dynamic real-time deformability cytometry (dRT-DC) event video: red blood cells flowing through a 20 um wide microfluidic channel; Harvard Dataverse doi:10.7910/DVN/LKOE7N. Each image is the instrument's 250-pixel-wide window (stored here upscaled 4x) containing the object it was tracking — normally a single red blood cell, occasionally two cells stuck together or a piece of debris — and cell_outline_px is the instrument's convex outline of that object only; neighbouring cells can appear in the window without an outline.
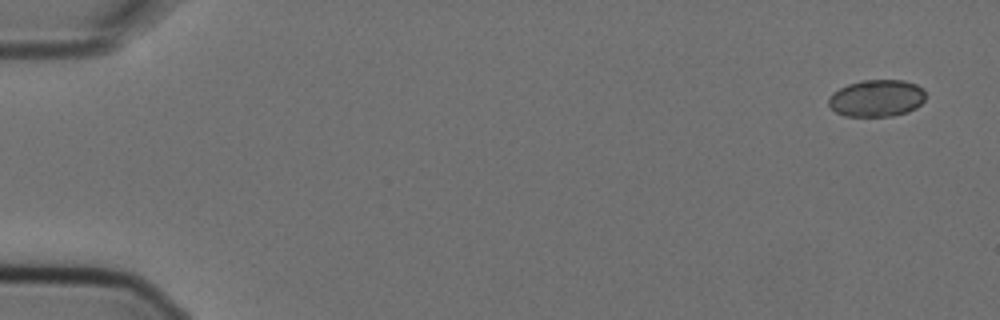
{"species": "Egyptian fruit bat (a non-hibernating species)", "species_latin": "Rousettus aegyptiacus", "temperature_condition": "cold", "stored_images_in_passage": 7, "camera_frame_rate_fps": 3000, "um_per_image_px": 0.085, "animal": {"sex": "female"}, "frame": {"image": 1, "passage_image": 1, "time_ms": 0.0, "image_size_px": [1000, 320], "cell_outline_px": [[924, 100], [916, 108], [908, 112], [892, 116], [844, 116], [836, 112], [828, 104], [828, 96], [832, 92], [848, 84], [860, 80], [904, 80], [916, 84], [924, 88]], "centroid_in_image_um": [74.5, 8.34], "position_along_channel_um": 10.5, "area_um2": 21.1}}
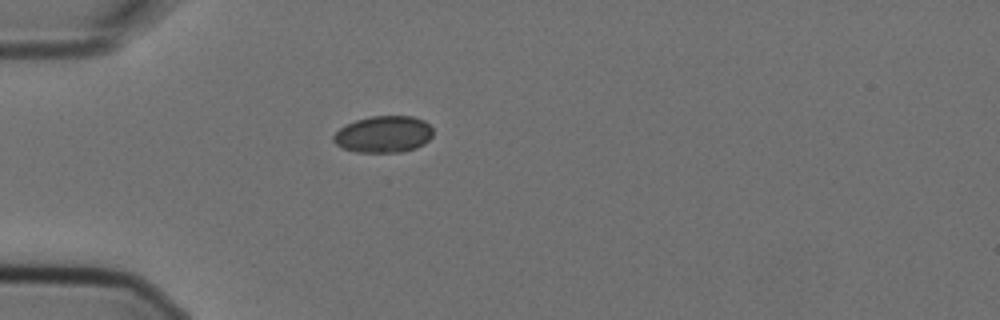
{"frame": {"image": 2, "passage_image": 5, "time_ms": 1.333, "image_size_px": [1000, 320], "cell_outline_px": [[432, 136], [424, 144], [416, 148], [400, 152], [356, 152], [344, 148], [336, 144], [332, 140], [332, 136], [340, 128], [356, 120], [372, 116], [412, 116], [424, 120], [432, 128]], "centroid_in_image_um": [32.61, 11.41], "position_along_channel_um": 52.4, "area_um2": 21.21}}